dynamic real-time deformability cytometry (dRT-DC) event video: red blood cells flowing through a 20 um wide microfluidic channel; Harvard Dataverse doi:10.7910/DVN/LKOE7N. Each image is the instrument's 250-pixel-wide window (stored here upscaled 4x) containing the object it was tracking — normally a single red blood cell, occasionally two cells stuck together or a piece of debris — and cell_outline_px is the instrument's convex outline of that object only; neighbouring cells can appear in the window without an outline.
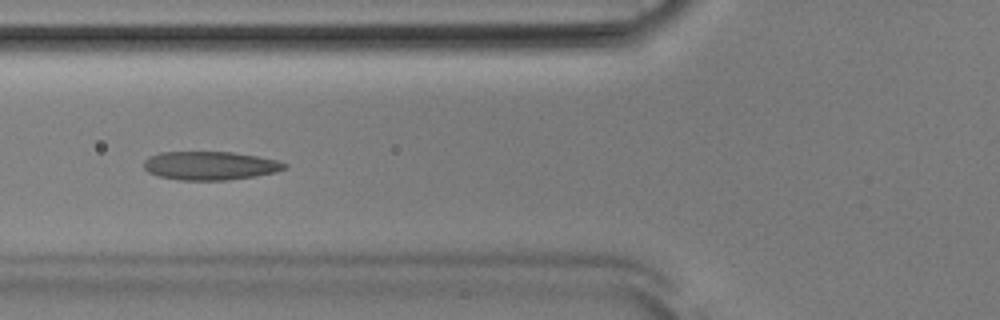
{"species": "Egyptian fruit bat (a non-hibernating species)", "species_latin": "Rousettus aegyptiacus", "temperature_condition": "room temperature", "stored_images_in_passage": 43, "camera_frame_rate_fps": 3000, "um_per_image_px": 0.085, "animal": {"sex": "male"}, "frame": {"image": 1, "passage_image": 11, "time_ms": 3.333, "image_size_px": [1000, 320], "cell_outline_px": [[288, 168], [276, 172], [256, 176], [228, 180], [180, 180], [160, 176], [148, 172], [144, 168], [144, 160], [148, 156], [160, 152], [232, 152], [260, 156], [280, 160], [288, 164]], "centroid_in_image_um": [17.91, 14.07], "position_along_channel_um": 107.9, "area_um2": 23.7}}
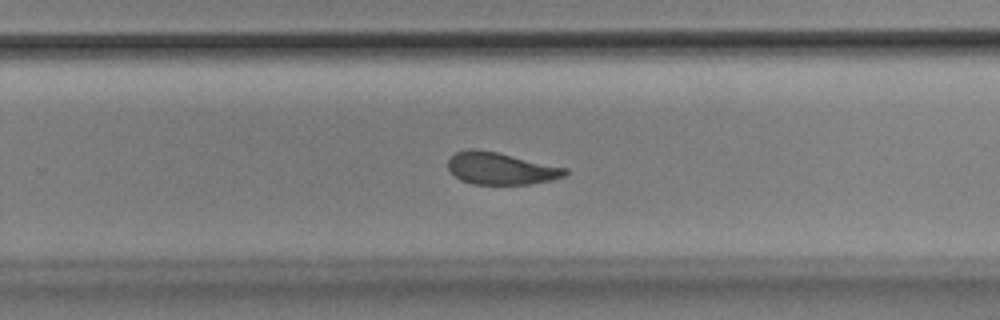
{"frame": {"image": 2, "passage_image": 25, "time_ms": 8.0, "image_size_px": [1000, 320], "cell_outline_px": [[568, 172], [564, 176], [552, 180], [528, 184], [472, 184], [460, 180], [448, 168], [448, 160], [456, 152], [468, 148], [476, 148], [496, 152], [568, 168]], "centroid_in_image_um": [42.56, 14.31], "position_along_channel_um": 287.2, "area_um2": 21.85}}
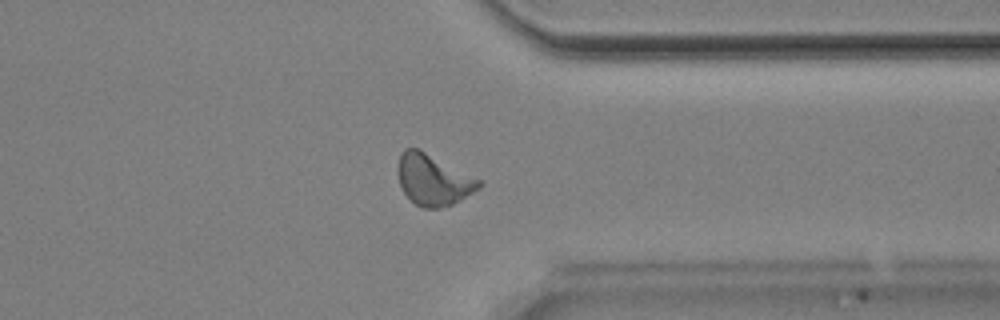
{"frame": {"image": 3, "passage_image": 32, "time_ms": 10.333, "image_size_px": [1000, 320], "cell_outline_px": [[484, 184], [480, 188], [460, 200], [452, 204], [440, 208], [420, 208], [404, 192], [400, 184], [400, 152], [404, 148], [416, 148], [484, 180]], "centroid_in_image_um": [36.9, 15.3], "position_along_channel_um": 374.5, "area_um2": 23.81}, "authors_computed_cell_mechanics": {"area_um2": 22.7732, "velocity_mm_per_s": 3.8505, "shape_relaxation_time_tau1_ms": 4.6045, "shape_relaxation_time_tau2_ms": 2.0684, "deformation_change_tau1": 0.1379, "deformation_change_tau2": 0.0812}}